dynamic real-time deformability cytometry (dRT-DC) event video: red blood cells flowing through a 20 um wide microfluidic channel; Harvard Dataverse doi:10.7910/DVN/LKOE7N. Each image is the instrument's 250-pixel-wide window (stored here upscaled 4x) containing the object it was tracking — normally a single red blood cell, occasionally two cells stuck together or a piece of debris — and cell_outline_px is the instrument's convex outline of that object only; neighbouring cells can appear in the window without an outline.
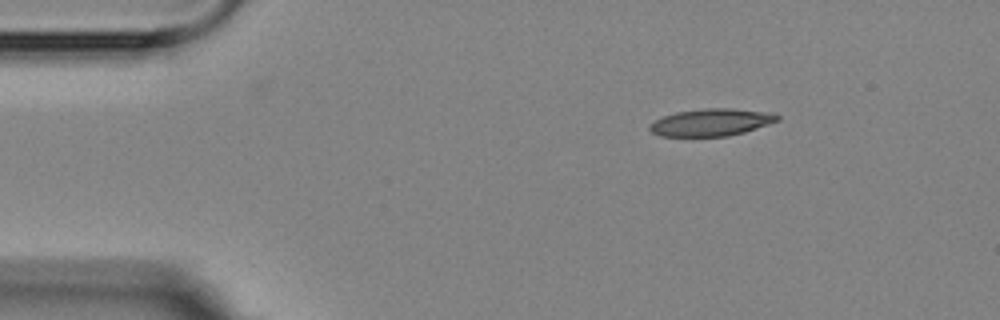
{"species": "Egyptian fruit bat (a non-hibernating species)", "species_latin": "Rousettus aegyptiacus", "temperature_condition": "room temperature", "stored_images_in_passage": 2, "camera_frame_rate_fps": 3000, "um_per_image_px": 0.085, "animal": {"sex": "female"}, "frame": {"image": 1, "passage_image": 1, "time_ms": 0.0, "image_size_px": [1000, 320], "cell_outline_px": [[780, 120], [744, 132], [728, 136], [660, 136], [652, 132], [648, 128], [648, 124], [664, 116], [676, 112], [704, 108], [732, 108], [772, 112], [780, 116]], "centroid_in_image_um": [60.47, 10.39], "position_along_channel_um": 24.5, "area_um2": 20.35}}